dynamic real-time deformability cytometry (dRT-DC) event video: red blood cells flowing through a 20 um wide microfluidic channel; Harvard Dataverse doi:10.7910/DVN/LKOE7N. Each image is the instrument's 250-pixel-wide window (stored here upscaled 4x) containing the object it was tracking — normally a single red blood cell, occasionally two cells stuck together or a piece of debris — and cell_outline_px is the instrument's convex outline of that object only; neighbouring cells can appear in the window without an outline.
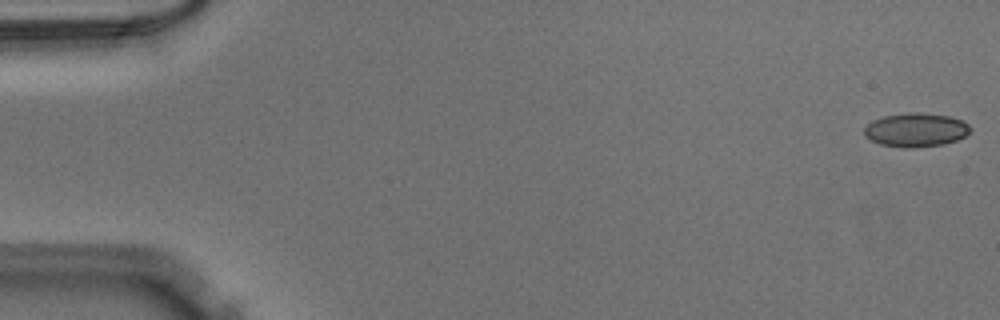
{"species": "Egyptian fruit bat (a non-hibernating species)", "species_latin": "Rousettus aegyptiacus", "temperature_condition": "warm", "stored_images_in_passage": 51, "camera_frame_rate_fps": 3000, "um_per_image_px": 0.085, "animal": {"sex": "male"}, "frame": {"image": 1, "passage_image": 1, "time_ms": 0.0, "image_size_px": [1000, 320], "cell_outline_px": [[972, 128], [964, 136], [956, 140], [944, 144], [912, 148], [904, 148], [880, 144], [864, 136], [864, 128], [872, 120], [884, 116], [912, 112], [916, 112], [948, 116], [960, 120], [968, 124]], "centroid_in_image_um": [77.82, 11.05], "position_along_channel_um": 7.2, "area_um2": 20.75}}
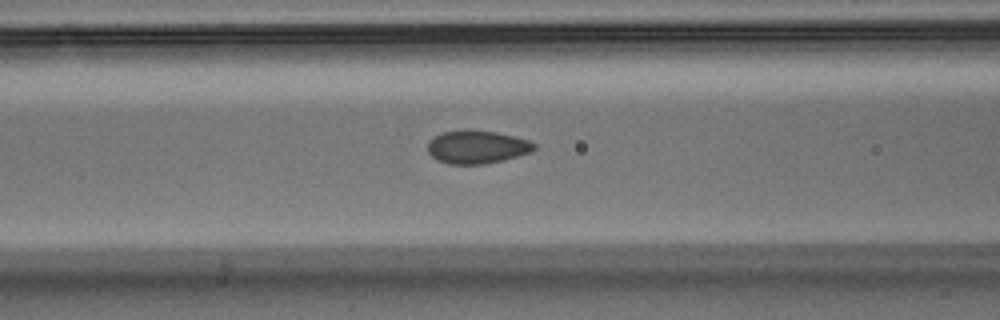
{"frame": {"image": 2, "passage_image": 21, "time_ms": 6.667, "image_size_px": [1000, 320], "cell_outline_px": [[536, 148], [532, 152], [504, 160], [484, 164], [448, 164], [436, 160], [428, 152], [428, 140], [444, 132], [460, 128], [472, 128], [496, 132], [528, 140], [536, 144]], "centroid_in_image_um": [40.53, 12.47], "position_along_channel_um": 126.1, "area_um2": 20.98}}
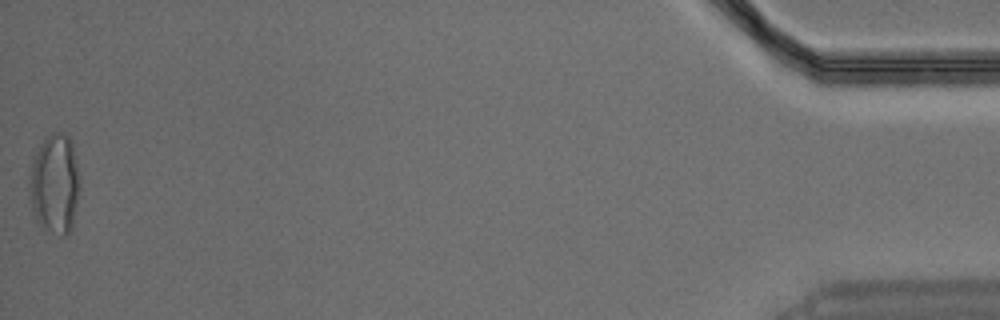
{"frame": {"image": 3, "passage_image": 51, "time_ms": 16.667, "image_size_px": [1000, 320], "cell_outline_px": [[80, 192], [72, 228], [64, 236], [60, 236], [44, 232], [36, 220], [32, 212], [28, 184], [32, 160], [44, 136], [52, 132], [68, 132], [72, 140], [80, 176]], "centroid_in_image_um": [4.66, 15.63], "position_along_channel_um": 430.5, "area_um2": 30.58}}